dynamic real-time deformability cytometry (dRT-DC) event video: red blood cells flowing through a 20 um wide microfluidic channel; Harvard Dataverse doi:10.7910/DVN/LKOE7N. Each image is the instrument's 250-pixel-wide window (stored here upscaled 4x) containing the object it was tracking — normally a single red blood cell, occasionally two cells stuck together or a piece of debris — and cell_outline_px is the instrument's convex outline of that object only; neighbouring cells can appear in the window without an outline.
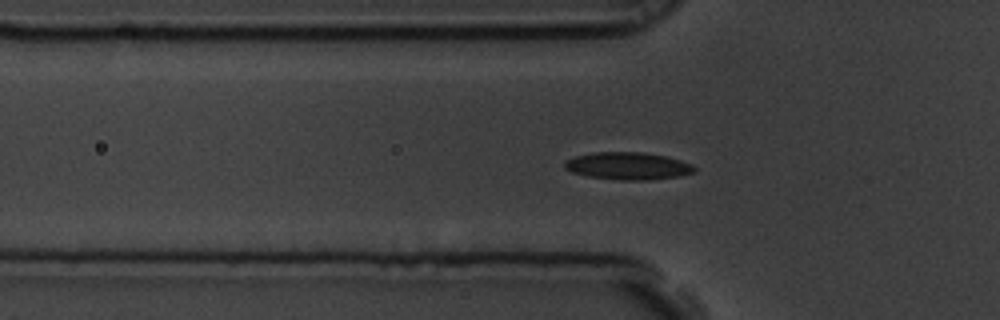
{"species": "common noctule bat (a hibernating species)", "species_latin": "Nyctalus noctula", "temperature_condition": "room temperature", "stored_images_in_passage": 46, "camera_frame_rate_fps": 3000, "um_per_image_px": 0.085, "animal": {"sex": "male", "body_mass_g": 19.5, "forearm_length_mm": 54.6}, "frame": {"image": 1, "passage_image": 6, "time_ms": 1.667, "image_size_px": [1000, 320], "cell_outline_px": [[696, 172], [680, 176], [648, 180], [620, 180], [588, 176], [572, 172], [564, 168], [564, 160], [576, 156], [592, 152], [644, 152], [664, 156], [680, 160], [692, 164], [696, 168]], "centroid_in_image_um": [53.37, 14.1], "position_along_channel_um": 72.4, "area_um2": 20.81}}
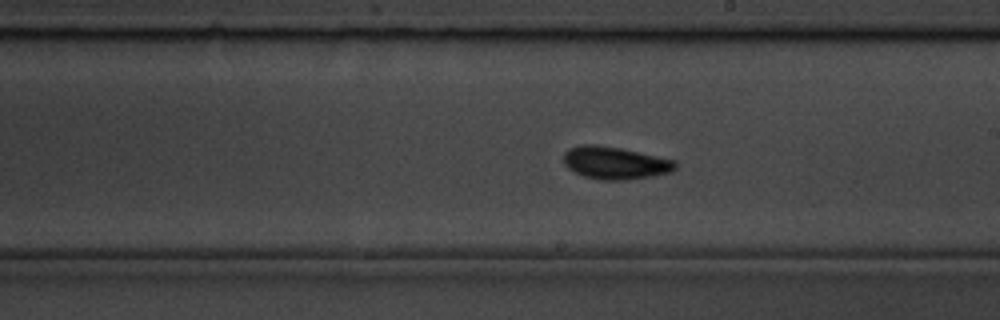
{"frame": {"image": 2, "passage_image": 20, "time_ms": 6.333, "image_size_px": [1000, 320], "cell_outline_px": [[676, 168], [672, 172], [652, 176], [624, 180], [600, 180], [584, 176], [568, 168], [564, 164], [564, 152], [568, 148], [580, 144], [596, 144], [620, 148], [676, 160]], "centroid_in_image_um": [52.27, 13.84], "position_along_channel_um": 236.7, "area_um2": 21.27}}
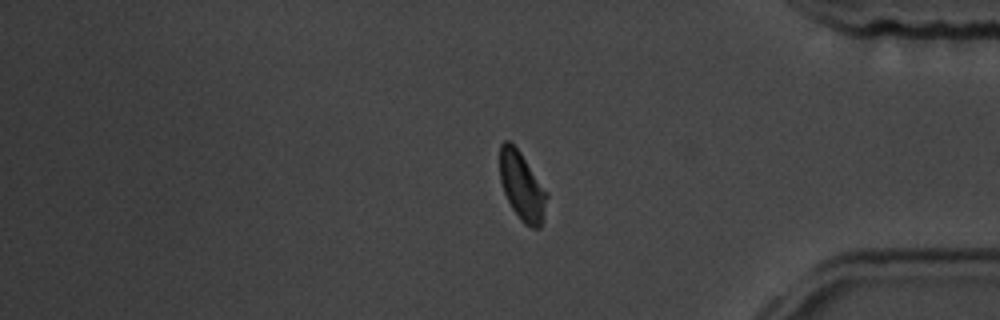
{"frame": {"image": 3, "passage_image": 35, "time_ms": 11.333, "image_size_px": [1000, 320], "cell_outline_px": [[548, 196], [540, 228], [532, 228], [524, 224], [520, 220], [512, 208], [504, 192], [500, 180], [500, 144], [504, 140], [508, 140], [520, 152], [548, 192]], "centroid_in_image_um": [44.37, 15.84], "position_along_channel_um": 390.8, "area_um2": 18.61}, "authors_computed_cell_mechanics": {"area_um2": 19.3052, "velocity_mm_per_s": 3.5214, "shape_relaxation_time_tau1_ms": 10.5581, "shape_relaxation_time_tau2_ms": 1.4978, "deformation_change_tau1": 0.3001, "deformation_change_tau2": 0.0744}}